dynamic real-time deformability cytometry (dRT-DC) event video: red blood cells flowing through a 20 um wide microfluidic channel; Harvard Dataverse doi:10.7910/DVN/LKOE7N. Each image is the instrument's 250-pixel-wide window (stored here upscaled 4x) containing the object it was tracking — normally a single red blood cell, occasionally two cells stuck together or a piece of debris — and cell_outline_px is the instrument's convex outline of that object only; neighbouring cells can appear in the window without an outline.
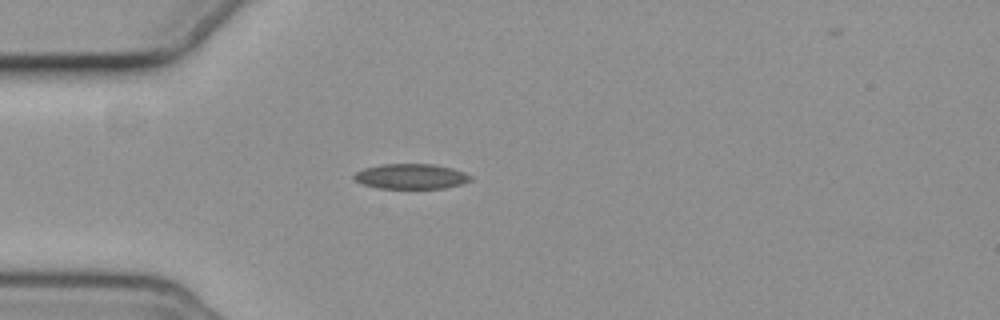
{"species": "common noctule bat (a hibernating species)", "species_latin": "Nyctalus noctula", "temperature_condition": "cold", "stored_images_in_passage": 2, "camera_frame_rate_fps": 3000, "um_per_image_px": 0.085, "animal": {"sex": "female", "body_mass_g": 19.3, "forearm_length_mm": 54.1}, "frame": {"image": 1, "passage_image": 2, "time_ms": 1.0, "image_size_px": [1000, 320], "cell_outline_px": [[472, 180], [460, 184], [444, 188], [380, 188], [364, 184], [356, 180], [352, 176], [356, 172], [364, 168], [380, 164], [432, 164], [452, 168], [464, 172], [472, 176]], "centroid_in_image_um": [34.94, 14.98], "position_along_channel_um": 50.1, "area_um2": 16.94}}